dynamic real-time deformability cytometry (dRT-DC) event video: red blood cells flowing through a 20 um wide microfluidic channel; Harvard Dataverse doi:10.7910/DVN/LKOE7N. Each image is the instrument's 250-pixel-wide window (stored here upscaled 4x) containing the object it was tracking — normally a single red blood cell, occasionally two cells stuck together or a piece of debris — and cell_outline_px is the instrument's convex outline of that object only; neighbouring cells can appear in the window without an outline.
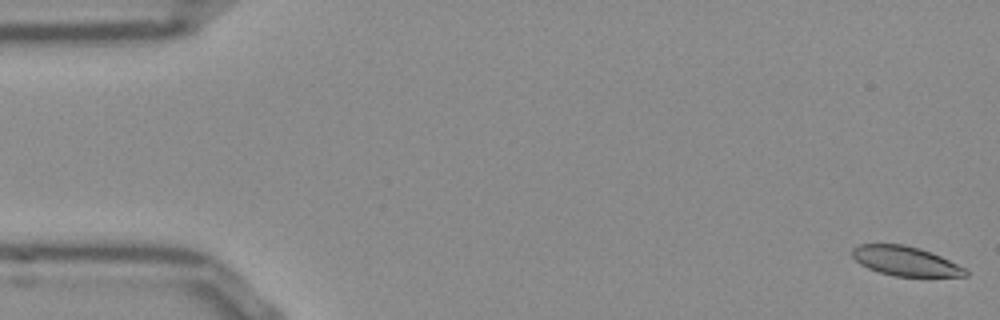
{"species": "Egyptian fruit bat (a non-hibernating species)", "species_latin": "Rousettus aegyptiacus", "temperature_condition": "room temperature", "stored_images_in_passage": 52, "camera_frame_rate_fps": 3000, "um_per_image_px": 0.085, "frame": {"image": 1, "passage_image": 1, "time_ms": 0.0, "image_size_px": [1000, 320], "cell_outline_px": [[968, 276], [896, 276], [880, 272], [868, 268], [860, 264], [852, 256], [852, 248], [860, 244], [904, 244], [920, 248], [940, 256], [964, 268], [968, 272]], "centroid_in_image_um": [76.93, 22.18], "position_along_channel_um": 8.1, "area_um2": 19.19}}
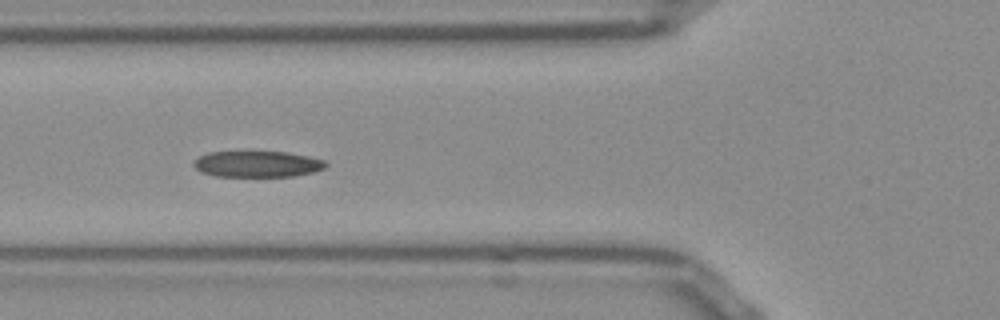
{"frame": {"image": 2, "passage_image": 19, "time_ms": 6.0, "image_size_px": [1000, 320], "cell_outline_px": [[328, 164], [324, 168], [312, 172], [292, 176], [216, 176], [200, 172], [192, 164], [200, 156], [208, 152], [284, 152], [308, 156], [324, 160]], "centroid_in_image_um": [21.86, 13.94], "position_along_channel_um": 103.9, "area_um2": 19.88}}
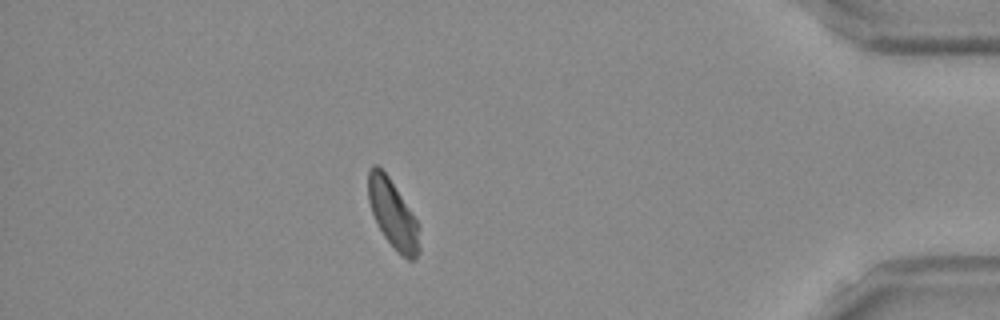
{"frame": {"image": 3, "passage_image": 46, "time_ms": 15.0, "image_size_px": [1000, 320], "cell_outline_px": [[420, 252], [412, 260], [408, 260], [384, 236], [372, 212], [368, 200], [368, 168], [372, 164], [376, 164], [388, 176], [416, 220], [420, 228]], "centroid_in_image_um": [33.39, 18.17], "position_along_channel_um": 401.8, "area_um2": 19.88}, "authors_computed_cell_mechanics": {"area_um2": 20.8658, "velocity_mm_per_s": 3.8257, "shape_relaxation_time_tau1_ms": 10.6481, "shape_relaxation_time_tau2_ms": 1.9749, "deformation_change_tau1": 0.2163, "deformation_change_tau2": 0.08}}